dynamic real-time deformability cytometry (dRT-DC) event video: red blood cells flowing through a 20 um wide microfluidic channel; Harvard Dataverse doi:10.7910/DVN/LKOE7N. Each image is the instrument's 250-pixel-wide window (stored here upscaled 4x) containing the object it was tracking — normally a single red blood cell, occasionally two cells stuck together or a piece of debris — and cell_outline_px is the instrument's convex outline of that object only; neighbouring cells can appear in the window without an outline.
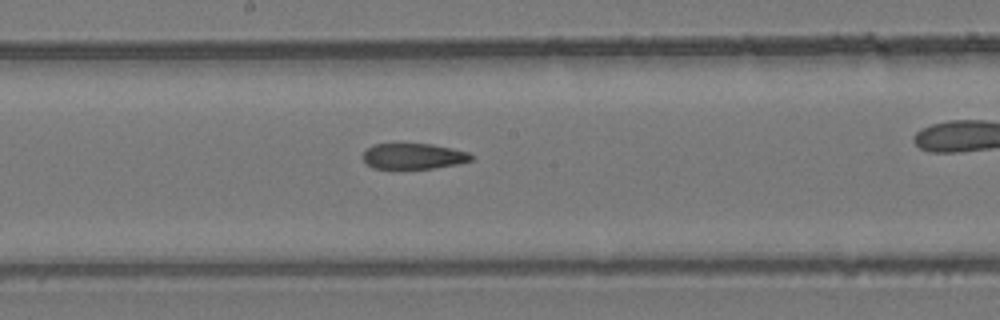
{"species": "common noctule bat (a hibernating species)", "species_latin": "Nyctalus noctula", "temperature_condition": "room temperature", "stored_images_in_passage": 8, "camera_frame_rate_fps": 3000, "um_per_image_px": 0.085, "animal": {"sex": "female", "body_mass_g": 24.6, "forearm_length_mm": 56.2}, "frame": {"image": 1, "passage_image": 7, "time_ms": 2.0, "image_size_px": [1000, 320], "cell_outline_px": [[472, 160], [456, 164], [432, 168], [372, 168], [360, 156], [372, 144], [432, 144], [452, 148], [468, 152], [472, 156]], "centroid_in_image_um": [35.12, 13.27], "position_along_channel_um": 213.1, "area_um2": 16.07}}